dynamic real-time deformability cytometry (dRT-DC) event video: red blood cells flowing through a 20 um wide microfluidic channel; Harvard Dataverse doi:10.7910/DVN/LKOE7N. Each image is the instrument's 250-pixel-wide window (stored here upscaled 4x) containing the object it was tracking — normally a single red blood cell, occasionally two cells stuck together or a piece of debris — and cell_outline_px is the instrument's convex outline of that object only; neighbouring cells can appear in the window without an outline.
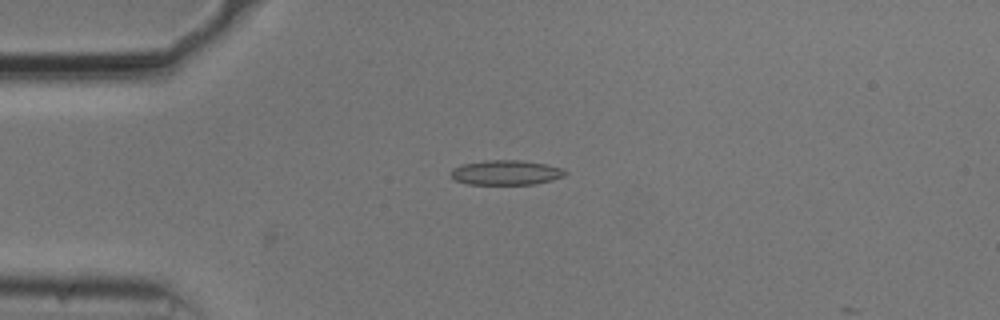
{"species": "common noctule bat (a hibernating species)", "species_latin": "Nyctalus noctula", "temperature_condition": "cold", "stored_images_in_passage": 12, "camera_frame_rate_fps": 3000, "um_per_image_px": 0.085, "animal": {"sex": "male", "body_mass_g": 20.5, "forearm_length_mm": 52.5}, "frame": {"image": 1, "passage_image": 10, "time_ms": 3.0, "image_size_px": [1000, 320], "cell_outline_px": [[568, 172], [564, 176], [552, 180], [536, 184], [468, 184], [456, 180], [452, 176], [452, 168], [464, 164], [484, 160], [520, 160], [544, 164], [564, 168]], "centroid_in_image_um": [43.05, 14.66], "position_along_channel_um": 41.9, "area_um2": 16.42}}